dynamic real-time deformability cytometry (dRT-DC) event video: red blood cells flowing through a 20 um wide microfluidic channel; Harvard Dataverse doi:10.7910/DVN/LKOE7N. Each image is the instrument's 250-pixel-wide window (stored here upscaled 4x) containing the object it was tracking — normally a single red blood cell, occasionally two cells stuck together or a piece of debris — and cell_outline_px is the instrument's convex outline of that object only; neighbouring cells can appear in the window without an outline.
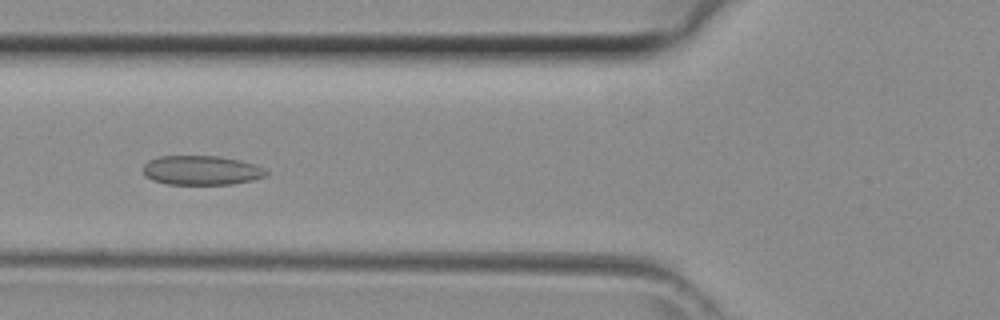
{"species": "common noctule bat (a hibernating species)", "species_latin": "Nyctalus noctula", "temperature_condition": "room temperature", "stored_images_in_passage": 42, "camera_frame_rate_fps": 3000, "um_per_image_px": 0.085, "animal": {"sex": "female", "body_mass_g": 29.2, "forearm_length_mm": 56.3}, "frame": {"image": 1, "passage_image": 15, "time_ms": 4.667, "image_size_px": [1000, 320], "cell_outline_px": [[268, 176], [252, 180], [232, 184], [164, 184], [152, 180], [144, 176], [144, 164], [148, 160], [160, 156], [220, 156], [240, 160], [256, 164], [264, 168], [268, 172]], "centroid_in_image_um": [17.13, 14.47], "position_along_channel_um": 108.7, "area_um2": 21.27}}
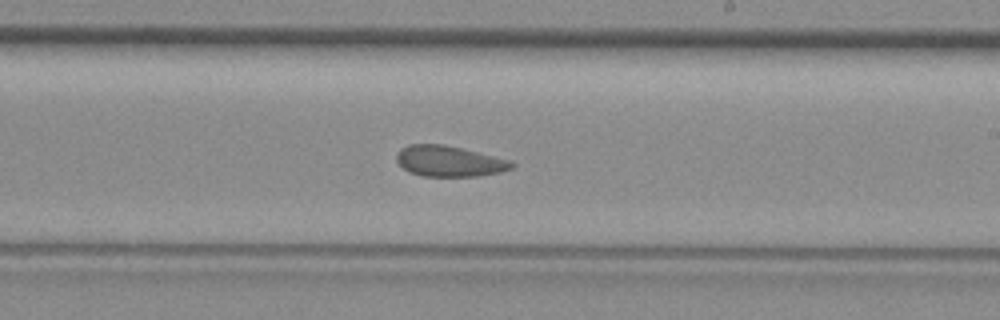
{"frame": {"image": 2, "passage_image": 24, "time_ms": 7.667, "image_size_px": [1000, 320], "cell_outline_px": [[516, 164], [512, 168], [500, 172], [476, 176], [424, 176], [408, 172], [396, 160], [396, 156], [400, 148], [408, 144], [444, 144], [512, 160]], "centroid_in_image_um": [38.19, 13.69], "position_along_channel_um": 250.8, "area_um2": 20.69}}
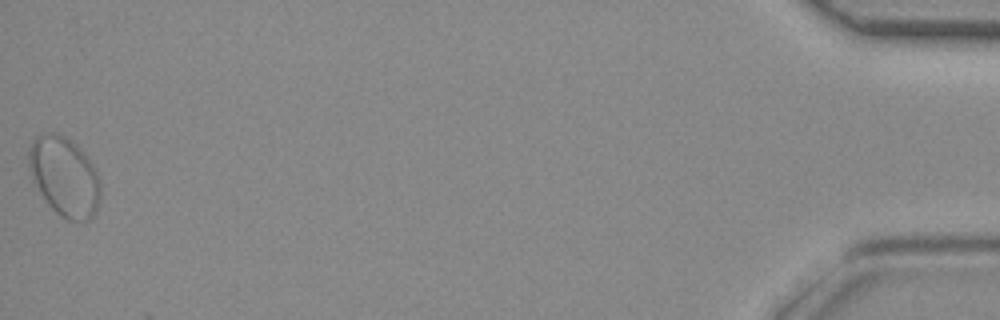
{"frame": {"image": 3, "passage_image": 42, "time_ms": 13.667, "image_size_px": [1000, 320], "cell_outline_px": [[100, 200], [96, 212], [88, 220], [68, 220], [60, 216], [52, 208], [32, 180], [28, 168], [28, 148], [32, 140], [40, 132], [56, 132], [64, 136], [76, 144], [80, 148], [96, 168], [100, 180]], "centroid_in_image_um": [5.47, 14.96], "position_along_channel_um": 429.7, "area_um2": 33.47}}